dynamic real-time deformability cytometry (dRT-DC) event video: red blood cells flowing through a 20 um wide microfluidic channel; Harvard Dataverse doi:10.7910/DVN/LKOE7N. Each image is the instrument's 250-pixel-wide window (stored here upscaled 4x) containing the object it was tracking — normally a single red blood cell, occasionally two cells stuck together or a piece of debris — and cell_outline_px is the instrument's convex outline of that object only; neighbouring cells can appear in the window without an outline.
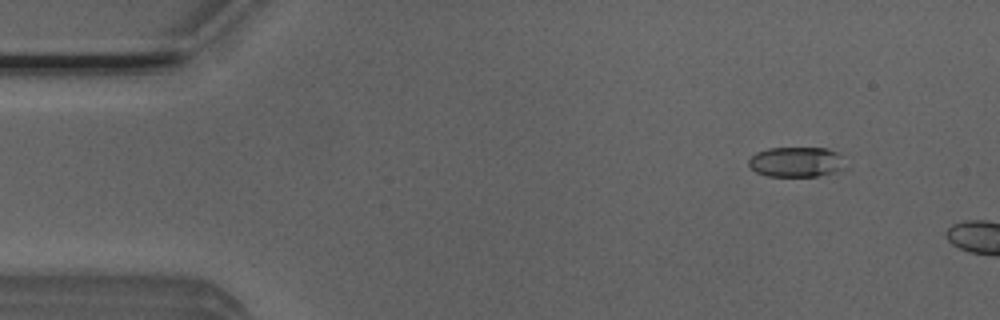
{"species": "Egyptian fruit bat (a non-hibernating species)", "species_latin": "Rousettus aegyptiacus", "temperature_condition": "room temperature", "stored_images_in_passage": 3, "camera_frame_rate_fps": 3000, "um_per_image_px": 0.085, "animal": {"sex": "male"}, "frame": {"image": 1, "passage_image": 1, "time_ms": 0.0, "image_size_px": [1000, 320], "cell_outline_px": [[848, 168], [816, 176], [768, 176], [756, 172], [748, 164], [748, 160], [756, 152], [768, 148], [824, 148], [836, 152]], "centroid_in_image_um": [67.66, 13.77], "position_along_channel_um": 17.3, "area_um2": 16.82}}